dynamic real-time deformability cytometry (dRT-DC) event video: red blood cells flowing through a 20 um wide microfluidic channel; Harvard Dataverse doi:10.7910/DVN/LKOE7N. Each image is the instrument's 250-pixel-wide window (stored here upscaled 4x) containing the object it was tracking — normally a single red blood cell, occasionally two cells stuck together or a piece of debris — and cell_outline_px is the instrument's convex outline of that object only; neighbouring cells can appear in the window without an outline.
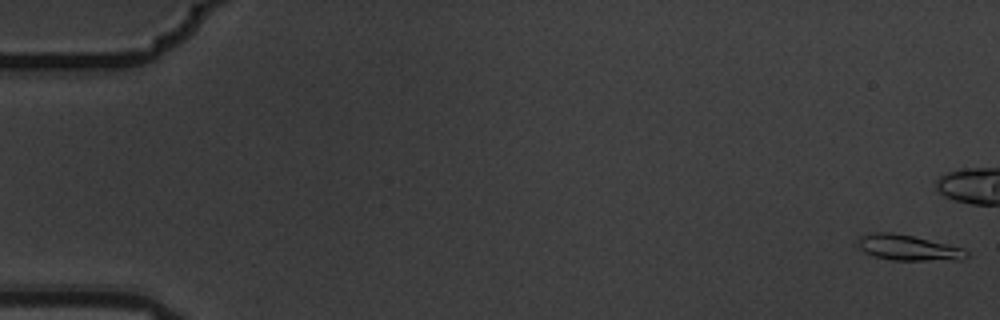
{"species": "common noctule bat (a hibernating species)", "species_latin": "Nyctalus noctula", "temperature_condition": "warm", "stored_images_in_passage": 8, "camera_frame_rate_fps": 3000, "um_per_image_px": 0.085, "animal": {"sex": "male", "body_mass_g": 19.5, "forearm_length_mm": 54.6}, "frame": {"image": 1, "passage_image": 1, "time_ms": 0.0, "image_size_px": [1000, 320], "cell_outline_px": [[968, 256], [964, 260], [892, 260], [872, 256], [864, 252], [860, 248], [860, 236], [872, 232], [892, 232], [912, 236], [964, 248], [968, 252]], "centroid_in_image_um": [77.23, 21.06], "position_along_channel_um": 7.8, "area_um2": 16.13}}
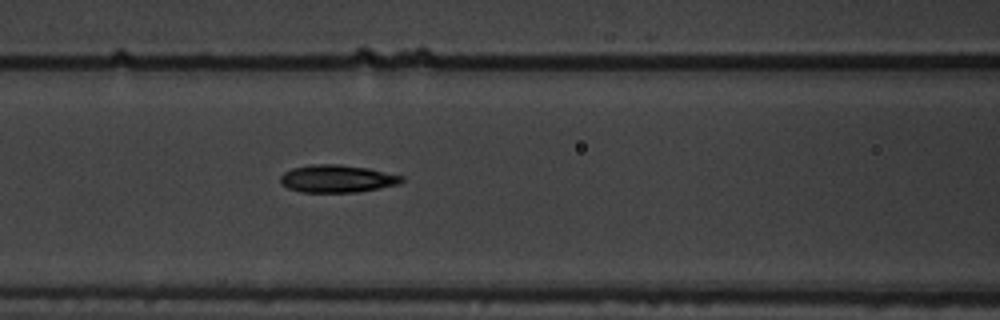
{"frame": {"image": 2, "passage_image": 8, "time_ms": 2.333, "image_size_px": [1000, 320], "cell_outline_px": [[404, 180], [400, 184], [360, 192], [300, 192], [288, 188], [280, 184], [280, 176], [284, 172], [292, 168], [312, 164], [340, 164], [368, 168], [404, 176]], "centroid_in_image_um": [28.66, 15.19], "position_along_channel_um": 137.9, "area_um2": 19.71}}